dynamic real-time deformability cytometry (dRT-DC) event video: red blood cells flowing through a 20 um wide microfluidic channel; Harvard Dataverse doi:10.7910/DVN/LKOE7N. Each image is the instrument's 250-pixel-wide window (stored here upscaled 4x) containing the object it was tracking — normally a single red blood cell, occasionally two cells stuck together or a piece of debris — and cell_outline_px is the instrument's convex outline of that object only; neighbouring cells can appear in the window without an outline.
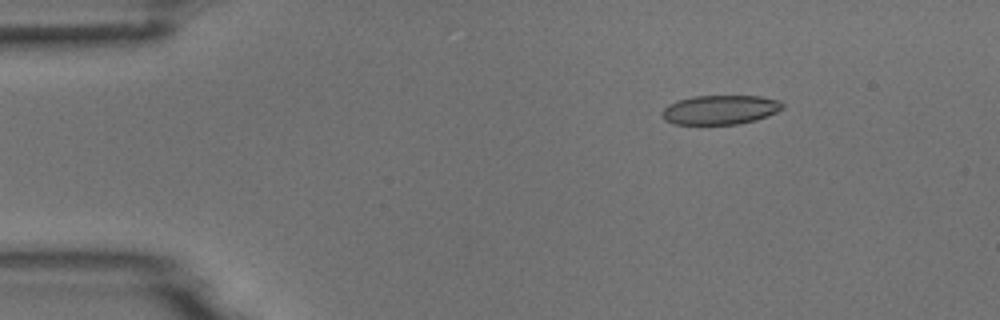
{"species": "common noctule bat (a hibernating species)", "species_latin": "Nyctalus noctula", "temperature_condition": "room temperature", "stored_images_in_passage": 4, "camera_frame_rate_fps": 3000, "um_per_image_px": 0.085, "animal": {"sex": "male", "body_mass_g": 18.8}, "frame": {"image": 1, "passage_image": 1, "time_ms": 0.0, "image_size_px": [1000, 320], "cell_outline_px": [[784, 108], [768, 116], [756, 120], [740, 124], [672, 124], [664, 120], [660, 116], [660, 112], [668, 104], [676, 100], [692, 96], [760, 96], [780, 100], [784, 104]], "centroid_in_image_um": [61.19, 9.33], "position_along_channel_um": 23.8, "area_um2": 20.92}}
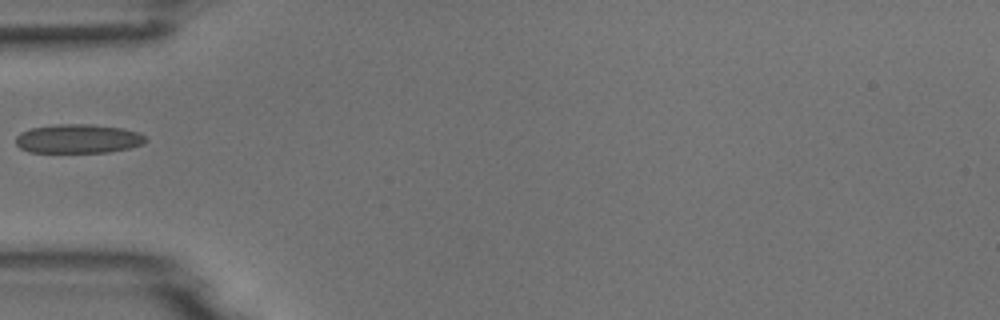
{"frame": {"image": 2, "passage_image": 4, "time_ms": 1.0, "image_size_px": [1000, 320], "cell_outline_px": [[148, 140], [144, 144], [128, 148], [108, 152], [28, 152], [20, 148], [16, 144], [16, 136], [20, 132], [32, 128], [56, 124], [92, 124], [120, 128], [140, 132]], "centroid_in_image_um": [6.64, 11.79], "position_along_channel_um": 78.4, "area_um2": 22.02}}